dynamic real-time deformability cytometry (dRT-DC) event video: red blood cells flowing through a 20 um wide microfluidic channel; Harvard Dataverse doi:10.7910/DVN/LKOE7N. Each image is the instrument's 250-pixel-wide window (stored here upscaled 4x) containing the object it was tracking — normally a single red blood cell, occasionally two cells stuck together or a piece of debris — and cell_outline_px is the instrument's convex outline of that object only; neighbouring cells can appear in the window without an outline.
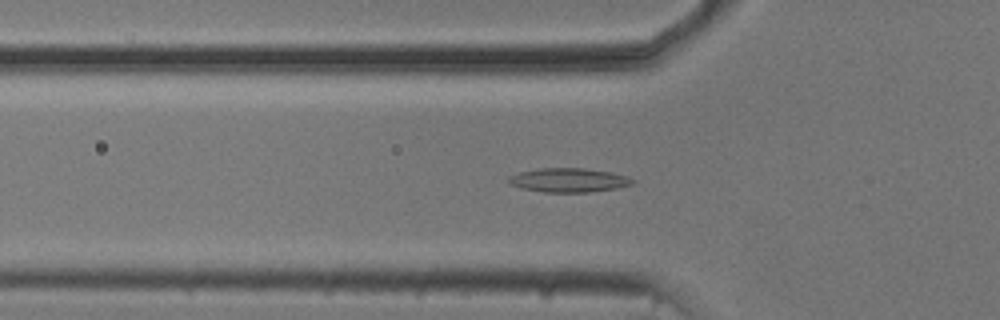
{"species": "common noctule bat (a hibernating species)", "species_latin": "Nyctalus noctula", "temperature_condition": "cold", "stored_images_in_passage": 39, "camera_frame_rate_fps": 3000, "um_per_image_px": 0.085, "animal": {"sex": "male", "body_mass_g": 20.5, "forearm_length_mm": 52.5}, "frame": {"image": 1, "passage_image": 2, "time_ms": 0.333, "image_size_px": [1000, 320], "cell_outline_px": [[636, 180], [632, 184], [616, 188], [592, 192], [544, 192], [520, 188], [508, 184], [504, 180], [508, 176], [520, 172], [540, 168], [584, 168], [612, 172], [628, 176]], "centroid_in_image_um": [48.3, 15.31], "position_along_channel_um": 77.5, "area_um2": 17.63}}
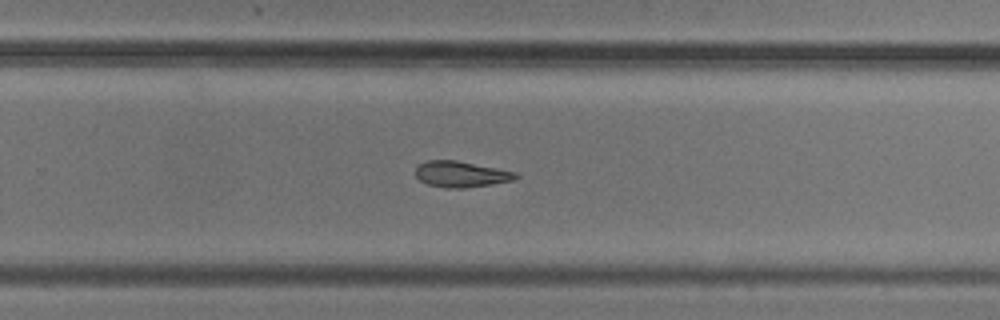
{"frame": {"image": 2, "passage_image": 19, "time_ms": 6.0, "image_size_px": [1000, 320], "cell_outline_px": [[520, 176], [512, 180], [492, 184], [464, 188], [448, 188], [428, 184], [420, 180], [416, 176], [416, 168], [420, 164], [428, 160], [456, 160], [516, 172]], "centroid_in_image_um": [39.19, 14.8], "position_along_channel_um": 290.6, "area_um2": 14.97}}
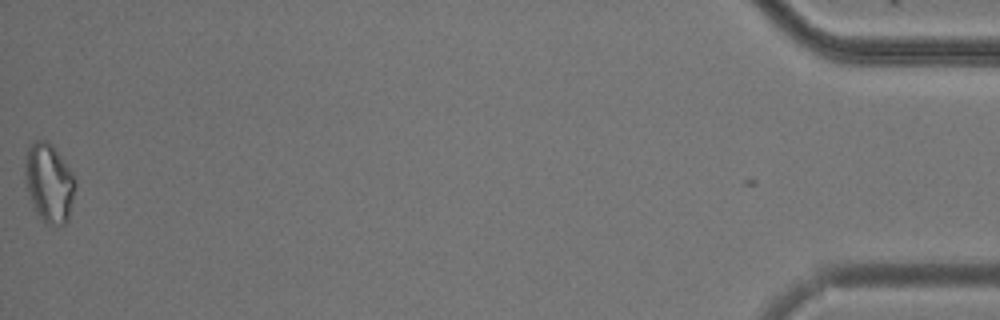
{"frame": {"image": 3, "passage_image": 38, "time_ms": 12.333, "image_size_px": [1000, 320], "cell_outline_px": [[76, 184], [68, 220], [64, 224], [48, 224], [36, 212], [28, 192], [24, 172], [24, 164], [28, 144], [32, 140], [48, 140], [52, 144], [72, 172], [76, 180]], "centroid_in_image_um": [4.16, 15.48], "position_along_channel_um": 431.0, "area_um2": 23.06}, "authors_computed_cell_mechanics": {"area_um2": 16.184, "velocity_mm_per_s": 3.7476, "shape_relaxation_time_tau1_ms": null, "shape_relaxation_time_tau2_ms": 10.2966, "deformation_change_tau1": null, "deformation_change_tau2": 0.1839}}